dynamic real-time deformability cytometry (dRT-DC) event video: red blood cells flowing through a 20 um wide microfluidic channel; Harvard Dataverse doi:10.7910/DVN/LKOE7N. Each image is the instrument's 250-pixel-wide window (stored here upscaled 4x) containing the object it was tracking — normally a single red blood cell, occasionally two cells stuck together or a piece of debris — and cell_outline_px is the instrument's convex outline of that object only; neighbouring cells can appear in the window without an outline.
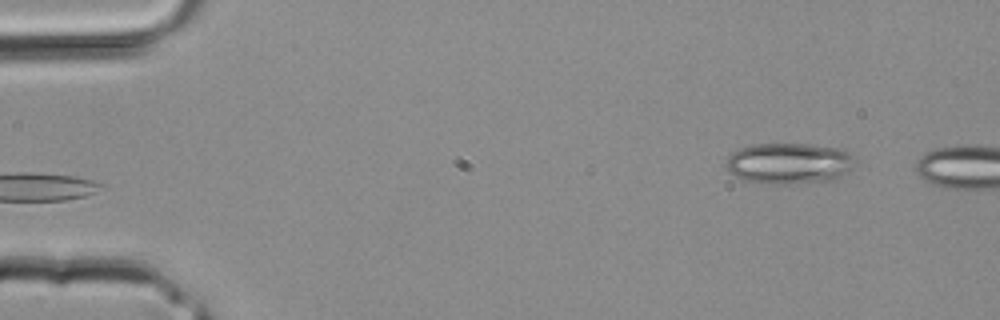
{"species": "common noctule bat (a hibernating species)", "species_latin": "Nyctalus noctula", "temperature_condition": "room temperature", "stored_images_in_passage": 2, "camera_frame_rate_fps": 3000, "um_per_image_px": 0.085, "animal": {"sex": "male", "body_mass_g": 20.4}, "frame": {"image": 1, "passage_image": 2, "time_ms": 0.333, "image_size_px": [1000, 320], "cell_outline_px": [[860, 160], [852, 168], [836, 180], [788, 184], [768, 184], [748, 180], [736, 176], [724, 168], [724, 164], [728, 156], [732, 152], [740, 148], [752, 144], [808, 144], [844, 148]], "centroid_in_image_um": [67.13, 13.87], "position_along_channel_um": 17.9, "area_um2": 31.5}}